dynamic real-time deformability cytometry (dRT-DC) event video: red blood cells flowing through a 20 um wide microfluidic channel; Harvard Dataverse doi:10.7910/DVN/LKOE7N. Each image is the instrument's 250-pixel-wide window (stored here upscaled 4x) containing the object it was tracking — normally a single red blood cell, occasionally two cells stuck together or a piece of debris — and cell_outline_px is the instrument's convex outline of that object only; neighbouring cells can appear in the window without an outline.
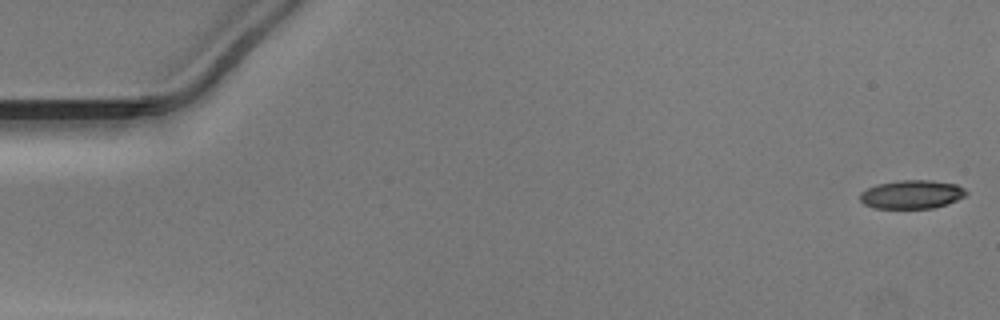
{"species": "Egyptian fruit bat (a non-hibernating species)", "species_latin": "Rousettus aegyptiacus", "temperature_condition": "warm", "stored_images_in_passage": 46, "camera_frame_rate_fps": 3000, "um_per_image_px": 0.085, "animal": {"sex": "male"}, "frame": {"image": 1, "passage_image": 1, "time_ms": 0.0, "image_size_px": [1000, 320], "cell_outline_px": [[968, 192], [964, 196], [948, 204], [932, 208], [872, 208], [864, 204], [860, 200], [860, 192], [876, 184], [900, 180], [932, 180], [956, 184], [964, 188]], "centroid_in_image_um": [77.49, 16.52], "position_along_channel_um": 7.5, "area_um2": 17.74}}
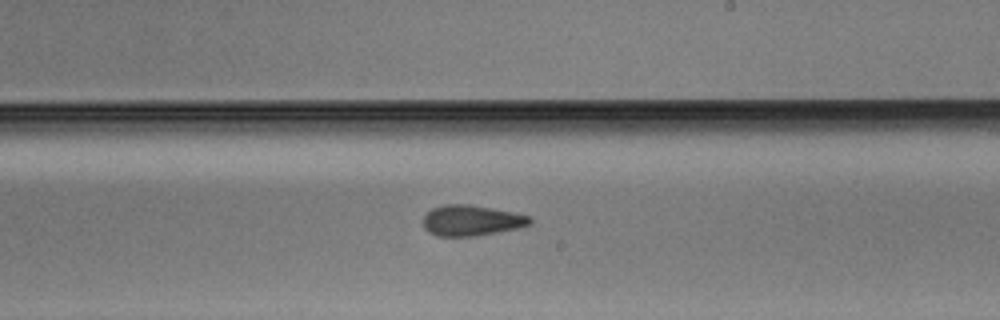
{"frame": {"image": 2, "passage_image": 30, "time_ms": 9.667, "image_size_px": [1000, 320], "cell_outline_px": [[532, 224], [516, 228], [476, 236], [436, 236], [428, 232], [424, 228], [424, 216], [432, 208], [444, 204], [468, 204], [512, 212], [532, 216]], "centroid_in_image_um": [40.07, 18.74], "position_along_channel_um": 248.9, "area_um2": 19.02}}
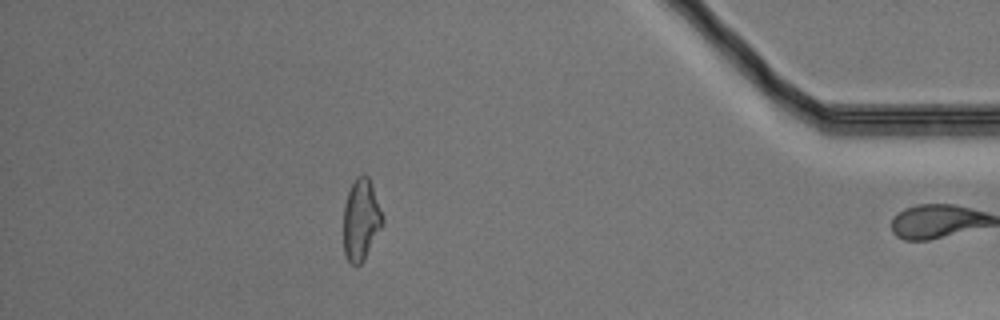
{"frame": {"image": 3, "passage_image": 45, "time_ms": 14.667, "image_size_px": [1000, 320], "cell_outline_px": [[384, 224], [364, 260], [360, 264], [352, 264], [348, 260], [344, 252], [344, 204], [348, 192], [356, 176], [368, 176], [372, 184], [384, 216]], "centroid_in_image_um": [30.71, 18.68], "position_along_channel_um": 404.5, "area_um2": 18.61}}